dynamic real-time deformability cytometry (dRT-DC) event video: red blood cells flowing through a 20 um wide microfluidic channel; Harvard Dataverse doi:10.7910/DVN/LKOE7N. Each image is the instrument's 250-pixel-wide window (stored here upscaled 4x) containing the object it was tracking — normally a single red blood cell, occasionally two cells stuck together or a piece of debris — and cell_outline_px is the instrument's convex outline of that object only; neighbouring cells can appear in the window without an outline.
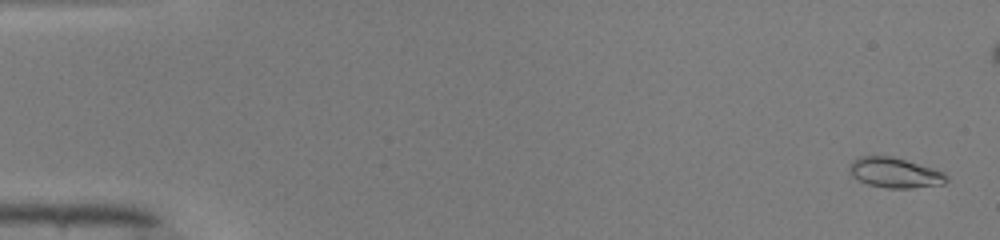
{"species": "common noctule bat (a hibernating species)", "species_latin": "Nyctalus noctula", "temperature_condition": "warm", "stored_images_in_passage": 51, "camera_frame_rate_fps": 3000, "um_per_image_px": 0.085, "animal": {"sex": "male", "body_mass_g": 19.0, "forearm_length_mm": 50.8}, "frame": {"image": 1, "passage_image": 2, "time_ms": 0.333, "image_size_px": [1000, 240], "cell_outline_px": [[948, 180], [944, 184], [912, 188], [888, 188], [868, 184], [852, 176], [848, 172], [848, 164], [852, 160], [860, 156], [892, 156], [932, 168], [944, 172], [948, 176]], "centroid_in_image_um": [76.04, 14.68], "position_along_channel_um": 9.0, "area_um2": 17.11}}
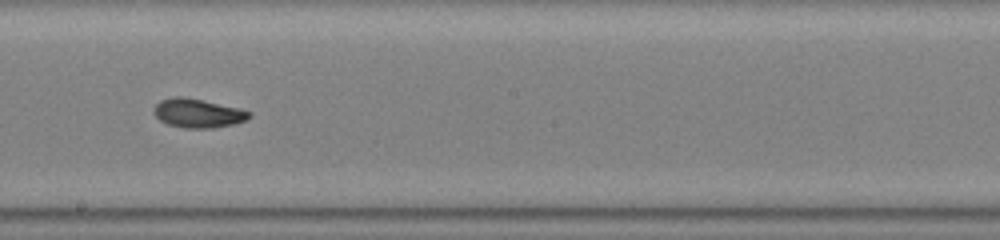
{"frame": {"image": 2, "passage_image": 29, "time_ms": 9.333, "image_size_px": [1000, 240], "cell_outline_px": [[252, 116], [244, 120], [232, 124], [212, 128], [184, 128], [168, 124], [160, 120], [152, 112], [156, 104], [160, 100], [172, 96], [180, 96], [240, 108], [252, 112]], "centroid_in_image_um": [16.8, 9.62], "position_along_channel_um": 231.4, "area_um2": 15.95}}
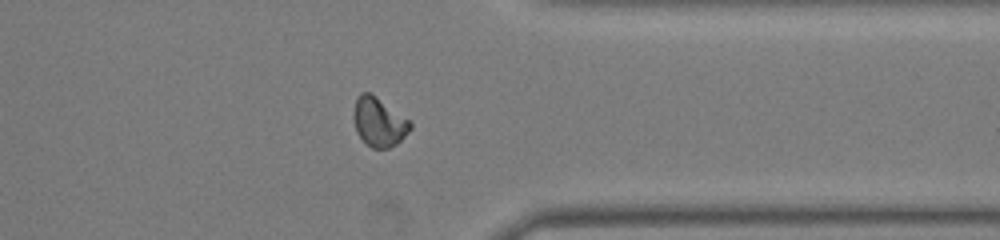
{"frame": {"image": 3, "passage_image": 40, "time_ms": 13.0, "image_size_px": [1000, 240], "cell_outline_px": [[412, 128], [396, 144], [388, 148], [372, 148], [356, 132], [352, 116], [352, 112], [356, 100], [360, 92], [372, 92], [408, 120], [412, 124]], "centroid_in_image_um": [32.17, 10.34], "position_along_channel_um": 379.2, "area_um2": 16.13}, "authors_computed_cell_mechanics": {"area_um2": 15.7216, "velocity_mm_per_s": 4.1512, "shape_relaxation_time_tau1_ms": 5.7444, "shape_relaxation_time_tau2_ms": 2.0112, "deformation_change_tau1": 0.1868, "deformation_change_tau2": 0.0612}}